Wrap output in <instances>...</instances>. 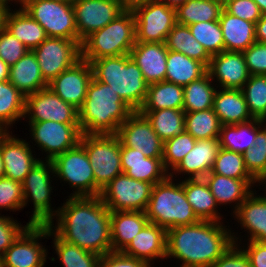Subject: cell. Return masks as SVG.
Listing matches in <instances>:
<instances>
[{
	"instance_id": "6da1fadb",
	"label": "cell",
	"mask_w": 266,
	"mask_h": 267,
	"mask_svg": "<svg viewBox=\"0 0 266 267\" xmlns=\"http://www.w3.org/2000/svg\"><path fill=\"white\" fill-rule=\"evenodd\" d=\"M67 200L56 211L59 219L54 232L62 240L99 256L112 252L111 211L100 196H71Z\"/></svg>"
},
{
	"instance_id": "7a4b0ae2",
	"label": "cell",
	"mask_w": 266,
	"mask_h": 267,
	"mask_svg": "<svg viewBox=\"0 0 266 267\" xmlns=\"http://www.w3.org/2000/svg\"><path fill=\"white\" fill-rule=\"evenodd\" d=\"M234 239L215 221L176 226L167 230L166 257L180 259L181 267H210L235 244Z\"/></svg>"
},
{
	"instance_id": "3957f363",
	"label": "cell",
	"mask_w": 266,
	"mask_h": 267,
	"mask_svg": "<svg viewBox=\"0 0 266 267\" xmlns=\"http://www.w3.org/2000/svg\"><path fill=\"white\" fill-rule=\"evenodd\" d=\"M79 111L82 134H116L134 112L111 86L92 78Z\"/></svg>"
},
{
	"instance_id": "277c9868",
	"label": "cell",
	"mask_w": 266,
	"mask_h": 267,
	"mask_svg": "<svg viewBox=\"0 0 266 267\" xmlns=\"http://www.w3.org/2000/svg\"><path fill=\"white\" fill-rule=\"evenodd\" d=\"M88 62L95 80L111 86L129 107L139 111L146 99L149 84L129 54Z\"/></svg>"
},
{
	"instance_id": "5b68a950",
	"label": "cell",
	"mask_w": 266,
	"mask_h": 267,
	"mask_svg": "<svg viewBox=\"0 0 266 267\" xmlns=\"http://www.w3.org/2000/svg\"><path fill=\"white\" fill-rule=\"evenodd\" d=\"M172 174L153 186L145 214L149 222L169 230L176 226L191 225L199 219L187 201L183 182L172 183Z\"/></svg>"
},
{
	"instance_id": "8992f818",
	"label": "cell",
	"mask_w": 266,
	"mask_h": 267,
	"mask_svg": "<svg viewBox=\"0 0 266 267\" xmlns=\"http://www.w3.org/2000/svg\"><path fill=\"white\" fill-rule=\"evenodd\" d=\"M136 43L133 11H123L108 25L91 33L81 44V59L94 61L102 57L128 55Z\"/></svg>"
},
{
	"instance_id": "52a82bcc",
	"label": "cell",
	"mask_w": 266,
	"mask_h": 267,
	"mask_svg": "<svg viewBox=\"0 0 266 267\" xmlns=\"http://www.w3.org/2000/svg\"><path fill=\"white\" fill-rule=\"evenodd\" d=\"M86 151L95 178V196L122 174L121 143L115 134H82L79 143Z\"/></svg>"
},
{
	"instance_id": "ba28073f",
	"label": "cell",
	"mask_w": 266,
	"mask_h": 267,
	"mask_svg": "<svg viewBox=\"0 0 266 267\" xmlns=\"http://www.w3.org/2000/svg\"><path fill=\"white\" fill-rule=\"evenodd\" d=\"M21 5L44 28L48 37L79 42L73 3L54 0H25Z\"/></svg>"
},
{
	"instance_id": "9c48e42d",
	"label": "cell",
	"mask_w": 266,
	"mask_h": 267,
	"mask_svg": "<svg viewBox=\"0 0 266 267\" xmlns=\"http://www.w3.org/2000/svg\"><path fill=\"white\" fill-rule=\"evenodd\" d=\"M153 186L152 183L136 180L122 173L101 190L100 198L111 212H145Z\"/></svg>"
},
{
	"instance_id": "30bf717a",
	"label": "cell",
	"mask_w": 266,
	"mask_h": 267,
	"mask_svg": "<svg viewBox=\"0 0 266 267\" xmlns=\"http://www.w3.org/2000/svg\"><path fill=\"white\" fill-rule=\"evenodd\" d=\"M32 51L47 83L81 60V44L65 38L47 37Z\"/></svg>"
},
{
	"instance_id": "8fae6325",
	"label": "cell",
	"mask_w": 266,
	"mask_h": 267,
	"mask_svg": "<svg viewBox=\"0 0 266 267\" xmlns=\"http://www.w3.org/2000/svg\"><path fill=\"white\" fill-rule=\"evenodd\" d=\"M136 22V42L165 43L167 35L177 24L176 10L162 0H152L133 11Z\"/></svg>"
},
{
	"instance_id": "7c38bea8",
	"label": "cell",
	"mask_w": 266,
	"mask_h": 267,
	"mask_svg": "<svg viewBox=\"0 0 266 267\" xmlns=\"http://www.w3.org/2000/svg\"><path fill=\"white\" fill-rule=\"evenodd\" d=\"M54 173L71 187H77L72 196H95V178L85 149L78 144L56 156L53 160Z\"/></svg>"
},
{
	"instance_id": "4fadbf2b",
	"label": "cell",
	"mask_w": 266,
	"mask_h": 267,
	"mask_svg": "<svg viewBox=\"0 0 266 267\" xmlns=\"http://www.w3.org/2000/svg\"><path fill=\"white\" fill-rule=\"evenodd\" d=\"M46 162L47 164L45 165L42 160H39L22 181L24 206L27 204L29 196L34 204V212L28 222L30 225H52V216L54 214L49 203V196L52 190L49 171L52 170L54 173V166L52 161L47 160Z\"/></svg>"
},
{
	"instance_id": "5bb4252c",
	"label": "cell",
	"mask_w": 266,
	"mask_h": 267,
	"mask_svg": "<svg viewBox=\"0 0 266 267\" xmlns=\"http://www.w3.org/2000/svg\"><path fill=\"white\" fill-rule=\"evenodd\" d=\"M52 225H29L2 256L3 267H43L46 249L38 238L50 236Z\"/></svg>"
},
{
	"instance_id": "9a60e30c",
	"label": "cell",
	"mask_w": 266,
	"mask_h": 267,
	"mask_svg": "<svg viewBox=\"0 0 266 267\" xmlns=\"http://www.w3.org/2000/svg\"><path fill=\"white\" fill-rule=\"evenodd\" d=\"M31 115L29 122L54 121L79 124V111L63 101L49 87L25 96L24 115Z\"/></svg>"
},
{
	"instance_id": "2e32d148",
	"label": "cell",
	"mask_w": 266,
	"mask_h": 267,
	"mask_svg": "<svg viewBox=\"0 0 266 267\" xmlns=\"http://www.w3.org/2000/svg\"><path fill=\"white\" fill-rule=\"evenodd\" d=\"M115 135L122 146L137 149L146 157L162 158L163 156V141L139 111H134L120 125Z\"/></svg>"
},
{
	"instance_id": "e0dca14e",
	"label": "cell",
	"mask_w": 266,
	"mask_h": 267,
	"mask_svg": "<svg viewBox=\"0 0 266 267\" xmlns=\"http://www.w3.org/2000/svg\"><path fill=\"white\" fill-rule=\"evenodd\" d=\"M32 136L39 146L47 151V160L76 147L82 132L79 124H64L54 121L30 122Z\"/></svg>"
},
{
	"instance_id": "ac0fdd59",
	"label": "cell",
	"mask_w": 266,
	"mask_h": 267,
	"mask_svg": "<svg viewBox=\"0 0 266 267\" xmlns=\"http://www.w3.org/2000/svg\"><path fill=\"white\" fill-rule=\"evenodd\" d=\"M73 8L80 44L124 11L118 0H75Z\"/></svg>"
},
{
	"instance_id": "d6986e66",
	"label": "cell",
	"mask_w": 266,
	"mask_h": 267,
	"mask_svg": "<svg viewBox=\"0 0 266 267\" xmlns=\"http://www.w3.org/2000/svg\"><path fill=\"white\" fill-rule=\"evenodd\" d=\"M92 78L90 63L81 59L49 82L48 87L63 101L79 110L84 103Z\"/></svg>"
},
{
	"instance_id": "ffe728a7",
	"label": "cell",
	"mask_w": 266,
	"mask_h": 267,
	"mask_svg": "<svg viewBox=\"0 0 266 267\" xmlns=\"http://www.w3.org/2000/svg\"><path fill=\"white\" fill-rule=\"evenodd\" d=\"M207 72L217 78L222 89H242L250 73L242 52L222 51L211 56Z\"/></svg>"
},
{
	"instance_id": "44dd1931",
	"label": "cell",
	"mask_w": 266,
	"mask_h": 267,
	"mask_svg": "<svg viewBox=\"0 0 266 267\" xmlns=\"http://www.w3.org/2000/svg\"><path fill=\"white\" fill-rule=\"evenodd\" d=\"M5 177L22 182L39 159L33 158L31 149L25 140L21 141L7 132L0 139Z\"/></svg>"
},
{
	"instance_id": "7402d4cb",
	"label": "cell",
	"mask_w": 266,
	"mask_h": 267,
	"mask_svg": "<svg viewBox=\"0 0 266 267\" xmlns=\"http://www.w3.org/2000/svg\"><path fill=\"white\" fill-rule=\"evenodd\" d=\"M168 49L165 43L136 42L129 56L138 65L148 84L165 81Z\"/></svg>"
},
{
	"instance_id": "603a6c76",
	"label": "cell",
	"mask_w": 266,
	"mask_h": 267,
	"mask_svg": "<svg viewBox=\"0 0 266 267\" xmlns=\"http://www.w3.org/2000/svg\"><path fill=\"white\" fill-rule=\"evenodd\" d=\"M166 240L167 230L148 222L121 253L142 259L150 266L153 258L166 257Z\"/></svg>"
},
{
	"instance_id": "cb8c5ba5",
	"label": "cell",
	"mask_w": 266,
	"mask_h": 267,
	"mask_svg": "<svg viewBox=\"0 0 266 267\" xmlns=\"http://www.w3.org/2000/svg\"><path fill=\"white\" fill-rule=\"evenodd\" d=\"M122 172L130 178L156 184L165 180L168 175L162 158L146 157L141 151L121 145Z\"/></svg>"
},
{
	"instance_id": "d4e9b609",
	"label": "cell",
	"mask_w": 266,
	"mask_h": 267,
	"mask_svg": "<svg viewBox=\"0 0 266 267\" xmlns=\"http://www.w3.org/2000/svg\"><path fill=\"white\" fill-rule=\"evenodd\" d=\"M220 148L218 138L196 140L193 149L173 170L191 174L193 179L204 178L211 172Z\"/></svg>"
},
{
	"instance_id": "484cf974",
	"label": "cell",
	"mask_w": 266,
	"mask_h": 267,
	"mask_svg": "<svg viewBox=\"0 0 266 267\" xmlns=\"http://www.w3.org/2000/svg\"><path fill=\"white\" fill-rule=\"evenodd\" d=\"M148 222V217L143 211L111 212L112 252H121Z\"/></svg>"
},
{
	"instance_id": "4316f807",
	"label": "cell",
	"mask_w": 266,
	"mask_h": 267,
	"mask_svg": "<svg viewBox=\"0 0 266 267\" xmlns=\"http://www.w3.org/2000/svg\"><path fill=\"white\" fill-rule=\"evenodd\" d=\"M219 23L222 29L225 51L242 52L256 42L255 23L221 11Z\"/></svg>"
},
{
	"instance_id": "83f0119b",
	"label": "cell",
	"mask_w": 266,
	"mask_h": 267,
	"mask_svg": "<svg viewBox=\"0 0 266 267\" xmlns=\"http://www.w3.org/2000/svg\"><path fill=\"white\" fill-rule=\"evenodd\" d=\"M9 82L25 96L48 87V83L42 77L36 56L30 50L10 66Z\"/></svg>"
},
{
	"instance_id": "f1b7e54d",
	"label": "cell",
	"mask_w": 266,
	"mask_h": 267,
	"mask_svg": "<svg viewBox=\"0 0 266 267\" xmlns=\"http://www.w3.org/2000/svg\"><path fill=\"white\" fill-rule=\"evenodd\" d=\"M213 110L221 125H230L254 119L241 89H224L215 93Z\"/></svg>"
},
{
	"instance_id": "f546056e",
	"label": "cell",
	"mask_w": 266,
	"mask_h": 267,
	"mask_svg": "<svg viewBox=\"0 0 266 267\" xmlns=\"http://www.w3.org/2000/svg\"><path fill=\"white\" fill-rule=\"evenodd\" d=\"M212 195L219 204H226L238 201L237 211L240 204L252 193L251 183L257 182L256 179H234L210 172L204 177ZM250 191V192H249Z\"/></svg>"
},
{
	"instance_id": "4dcf8cb0",
	"label": "cell",
	"mask_w": 266,
	"mask_h": 267,
	"mask_svg": "<svg viewBox=\"0 0 266 267\" xmlns=\"http://www.w3.org/2000/svg\"><path fill=\"white\" fill-rule=\"evenodd\" d=\"M183 188L186 199L199 220L218 222L220 216L215 210L218 204L204 178L189 177L183 181Z\"/></svg>"
},
{
	"instance_id": "1f68e13d",
	"label": "cell",
	"mask_w": 266,
	"mask_h": 267,
	"mask_svg": "<svg viewBox=\"0 0 266 267\" xmlns=\"http://www.w3.org/2000/svg\"><path fill=\"white\" fill-rule=\"evenodd\" d=\"M251 193L239 206L235 215L251 234L250 241L266 243V198Z\"/></svg>"
},
{
	"instance_id": "d6a6232c",
	"label": "cell",
	"mask_w": 266,
	"mask_h": 267,
	"mask_svg": "<svg viewBox=\"0 0 266 267\" xmlns=\"http://www.w3.org/2000/svg\"><path fill=\"white\" fill-rule=\"evenodd\" d=\"M264 120L251 119L250 121L221 125L219 142L220 147L229 151L243 154L254 144L256 134L260 131L256 125L260 126Z\"/></svg>"
},
{
	"instance_id": "836d02e7",
	"label": "cell",
	"mask_w": 266,
	"mask_h": 267,
	"mask_svg": "<svg viewBox=\"0 0 266 267\" xmlns=\"http://www.w3.org/2000/svg\"><path fill=\"white\" fill-rule=\"evenodd\" d=\"M5 29L20 40L30 51L48 37L44 28L23 7L16 13H8Z\"/></svg>"
},
{
	"instance_id": "e575fe53",
	"label": "cell",
	"mask_w": 266,
	"mask_h": 267,
	"mask_svg": "<svg viewBox=\"0 0 266 267\" xmlns=\"http://www.w3.org/2000/svg\"><path fill=\"white\" fill-rule=\"evenodd\" d=\"M165 81L186 86L207 72V67L198 60L168 50Z\"/></svg>"
},
{
	"instance_id": "d590c367",
	"label": "cell",
	"mask_w": 266,
	"mask_h": 267,
	"mask_svg": "<svg viewBox=\"0 0 266 267\" xmlns=\"http://www.w3.org/2000/svg\"><path fill=\"white\" fill-rule=\"evenodd\" d=\"M183 109V86L161 81L148 85L146 99L139 111Z\"/></svg>"
},
{
	"instance_id": "8d00e7d4",
	"label": "cell",
	"mask_w": 266,
	"mask_h": 267,
	"mask_svg": "<svg viewBox=\"0 0 266 267\" xmlns=\"http://www.w3.org/2000/svg\"><path fill=\"white\" fill-rule=\"evenodd\" d=\"M168 50L182 53L189 58L198 60L208 67L211 56L204 47L192 36L188 26L176 24L165 40Z\"/></svg>"
},
{
	"instance_id": "74e56055",
	"label": "cell",
	"mask_w": 266,
	"mask_h": 267,
	"mask_svg": "<svg viewBox=\"0 0 266 267\" xmlns=\"http://www.w3.org/2000/svg\"><path fill=\"white\" fill-rule=\"evenodd\" d=\"M139 112L147 118L163 142L185 131L186 112L183 109L166 108Z\"/></svg>"
},
{
	"instance_id": "f35d334b",
	"label": "cell",
	"mask_w": 266,
	"mask_h": 267,
	"mask_svg": "<svg viewBox=\"0 0 266 267\" xmlns=\"http://www.w3.org/2000/svg\"><path fill=\"white\" fill-rule=\"evenodd\" d=\"M223 6L213 0H188L176 9L177 24L189 26L198 22L217 21Z\"/></svg>"
},
{
	"instance_id": "ab89813d",
	"label": "cell",
	"mask_w": 266,
	"mask_h": 267,
	"mask_svg": "<svg viewBox=\"0 0 266 267\" xmlns=\"http://www.w3.org/2000/svg\"><path fill=\"white\" fill-rule=\"evenodd\" d=\"M212 78L206 72L202 77L183 87V110L196 112L213 108L216 90L210 84Z\"/></svg>"
},
{
	"instance_id": "60d3db41",
	"label": "cell",
	"mask_w": 266,
	"mask_h": 267,
	"mask_svg": "<svg viewBox=\"0 0 266 267\" xmlns=\"http://www.w3.org/2000/svg\"><path fill=\"white\" fill-rule=\"evenodd\" d=\"M221 123L213 108L185 113V132L196 140L219 138Z\"/></svg>"
},
{
	"instance_id": "b9f144b4",
	"label": "cell",
	"mask_w": 266,
	"mask_h": 267,
	"mask_svg": "<svg viewBox=\"0 0 266 267\" xmlns=\"http://www.w3.org/2000/svg\"><path fill=\"white\" fill-rule=\"evenodd\" d=\"M25 95L9 81L0 82V124L5 128L24 117Z\"/></svg>"
},
{
	"instance_id": "7bdbcfd3",
	"label": "cell",
	"mask_w": 266,
	"mask_h": 267,
	"mask_svg": "<svg viewBox=\"0 0 266 267\" xmlns=\"http://www.w3.org/2000/svg\"><path fill=\"white\" fill-rule=\"evenodd\" d=\"M54 247L64 267H98L101 256L62 240L56 233Z\"/></svg>"
},
{
	"instance_id": "ee69618b",
	"label": "cell",
	"mask_w": 266,
	"mask_h": 267,
	"mask_svg": "<svg viewBox=\"0 0 266 267\" xmlns=\"http://www.w3.org/2000/svg\"><path fill=\"white\" fill-rule=\"evenodd\" d=\"M192 36L204 47L210 56L225 51L222 29L217 21L198 22L190 24Z\"/></svg>"
},
{
	"instance_id": "f6af8a7d",
	"label": "cell",
	"mask_w": 266,
	"mask_h": 267,
	"mask_svg": "<svg viewBox=\"0 0 266 267\" xmlns=\"http://www.w3.org/2000/svg\"><path fill=\"white\" fill-rule=\"evenodd\" d=\"M244 85L241 90L250 114L253 118L266 121V75H250Z\"/></svg>"
},
{
	"instance_id": "bcb514c9",
	"label": "cell",
	"mask_w": 266,
	"mask_h": 267,
	"mask_svg": "<svg viewBox=\"0 0 266 267\" xmlns=\"http://www.w3.org/2000/svg\"><path fill=\"white\" fill-rule=\"evenodd\" d=\"M212 173L234 179H255L246 169L243 154L220 148Z\"/></svg>"
},
{
	"instance_id": "7dc6e473",
	"label": "cell",
	"mask_w": 266,
	"mask_h": 267,
	"mask_svg": "<svg viewBox=\"0 0 266 267\" xmlns=\"http://www.w3.org/2000/svg\"><path fill=\"white\" fill-rule=\"evenodd\" d=\"M196 139L189 133L183 132L163 142V165L167 170L173 169L193 149Z\"/></svg>"
},
{
	"instance_id": "c3c4849f",
	"label": "cell",
	"mask_w": 266,
	"mask_h": 267,
	"mask_svg": "<svg viewBox=\"0 0 266 267\" xmlns=\"http://www.w3.org/2000/svg\"><path fill=\"white\" fill-rule=\"evenodd\" d=\"M248 172L258 181L266 175V128L257 134L253 146L243 153Z\"/></svg>"
},
{
	"instance_id": "681fc988",
	"label": "cell",
	"mask_w": 266,
	"mask_h": 267,
	"mask_svg": "<svg viewBox=\"0 0 266 267\" xmlns=\"http://www.w3.org/2000/svg\"><path fill=\"white\" fill-rule=\"evenodd\" d=\"M24 206L22 182L8 177L0 178V209L18 210Z\"/></svg>"
},
{
	"instance_id": "f907efd6",
	"label": "cell",
	"mask_w": 266,
	"mask_h": 267,
	"mask_svg": "<svg viewBox=\"0 0 266 267\" xmlns=\"http://www.w3.org/2000/svg\"><path fill=\"white\" fill-rule=\"evenodd\" d=\"M27 51L25 45L8 30L0 32V58L9 66L14 65Z\"/></svg>"
},
{
	"instance_id": "816d5d0a",
	"label": "cell",
	"mask_w": 266,
	"mask_h": 267,
	"mask_svg": "<svg viewBox=\"0 0 266 267\" xmlns=\"http://www.w3.org/2000/svg\"><path fill=\"white\" fill-rule=\"evenodd\" d=\"M242 54L250 75H266V43L256 41Z\"/></svg>"
},
{
	"instance_id": "f5cc1de1",
	"label": "cell",
	"mask_w": 266,
	"mask_h": 267,
	"mask_svg": "<svg viewBox=\"0 0 266 267\" xmlns=\"http://www.w3.org/2000/svg\"><path fill=\"white\" fill-rule=\"evenodd\" d=\"M223 8L228 13L252 23H256L263 15L253 0H231Z\"/></svg>"
},
{
	"instance_id": "db71d44e",
	"label": "cell",
	"mask_w": 266,
	"mask_h": 267,
	"mask_svg": "<svg viewBox=\"0 0 266 267\" xmlns=\"http://www.w3.org/2000/svg\"><path fill=\"white\" fill-rule=\"evenodd\" d=\"M29 225L30 224L27 223L26 226L22 227L9 217L0 216V256L4 255L6 250Z\"/></svg>"
},
{
	"instance_id": "11a10c76",
	"label": "cell",
	"mask_w": 266,
	"mask_h": 267,
	"mask_svg": "<svg viewBox=\"0 0 266 267\" xmlns=\"http://www.w3.org/2000/svg\"><path fill=\"white\" fill-rule=\"evenodd\" d=\"M236 246L233 243L210 267H251L247 254Z\"/></svg>"
},
{
	"instance_id": "9f6ffc18",
	"label": "cell",
	"mask_w": 266,
	"mask_h": 267,
	"mask_svg": "<svg viewBox=\"0 0 266 267\" xmlns=\"http://www.w3.org/2000/svg\"><path fill=\"white\" fill-rule=\"evenodd\" d=\"M98 267H150L144 260L126 256L121 252H109L101 256Z\"/></svg>"
},
{
	"instance_id": "6f0895ef",
	"label": "cell",
	"mask_w": 266,
	"mask_h": 267,
	"mask_svg": "<svg viewBox=\"0 0 266 267\" xmlns=\"http://www.w3.org/2000/svg\"><path fill=\"white\" fill-rule=\"evenodd\" d=\"M247 254L251 267H266V243L250 241Z\"/></svg>"
},
{
	"instance_id": "680465c9",
	"label": "cell",
	"mask_w": 266,
	"mask_h": 267,
	"mask_svg": "<svg viewBox=\"0 0 266 267\" xmlns=\"http://www.w3.org/2000/svg\"><path fill=\"white\" fill-rule=\"evenodd\" d=\"M255 37L257 42L266 43V14L255 23Z\"/></svg>"
},
{
	"instance_id": "91938a15",
	"label": "cell",
	"mask_w": 266,
	"mask_h": 267,
	"mask_svg": "<svg viewBox=\"0 0 266 267\" xmlns=\"http://www.w3.org/2000/svg\"><path fill=\"white\" fill-rule=\"evenodd\" d=\"M152 0H118L121 8L125 11H134L137 7L147 4Z\"/></svg>"
},
{
	"instance_id": "94428289",
	"label": "cell",
	"mask_w": 266,
	"mask_h": 267,
	"mask_svg": "<svg viewBox=\"0 0 266 267\" xmlns=\"http://www.w3.org/2000/svg\"><path fill=\"white\" fill-rule=\"evenodd\" d=\"M10 66L0 58V82L9 81Z\"/></svg>"
},
{
	"instance_id": "6125c7cd",
	"label": "cell",
	"mask_w": 266,
	"mask_h": 267,
	"mask_svg": "<svg viewBox=\"0 0 266 267\" xmlns=\"http://www.w3.org/2000/svg\"><path fill=\"white\" fill-rule=\"evenodd\" d=\"M10 9L8 7L0 6V32L6 27V18Z\"/></svg>"
},
{
	"instance_id": "be15d7a7",
	"label": "cell",
	"mask_w": 266,
	"mask_h": 267,
	"mask_svg": "<svg viewBox=\"0 0 266 267\" xmlns=\"http://www.w3.org/2000/svg\"><path fill=\"white\" fill-rule=\"evenodd\" d=\"M165 4H167L170 8L177 9L178 7L185 4L188 0H162Z\"/></svg>"
},
{
	"instance_id": "e7e4bbea",
	"label": "cell",
	"mask_w": 266,
	"mask_h": 267,
	"mask_svg": "<svg viewBox=\"0 0 266 267\" xmlns=\"http://www.w3.org/2000/svg\"><path fill=\"white\" fill-rule=\"evenodd\" d=\"M257 3L258 7L260 8L262 14H266V0H253Z\"/></svg>"
},
{
	"instance_id": "03108f58",
	"label": "cell",
	"mask_w": 266,
	"mask_h": 267,
	"mask_svg": "<svg viewBox=\"0 0 266 267\" xmlns=\"http://www.w3.org/2000/svg\"><path fill=\"white\" fill-rule=\"evenodd\" d=\"M5 176V168H4V163H3V158H2V153L0 149V178Z\"/></svg>"
},
{
	"instance_id": "003e7915",
	"label": "cell",
	"mask_w": 266,
	"mask_h": 267,
	"mask_svg": "<svg viewBox=\"0 0 266 267\" xmlns=\"http://www.w3.org/2000/svg\"><path fill=\"white\" fill-rule=\"evenodd\" d=\"M0 124V139L7 133V129Z\"/></svg>"
},
{
	"instance_id": "a7ac6f4b",
	"label": "cell",
	"mask_w": 266,
	"mask_h": 267,
	"mask_svg": "<svg viewBox=\"0 0 266 267\" xmlns=\"http://www.w3.org/2000/svg\"><path fill=\"white\" fill-rule=\"evenodd\" d=\"M219 2L222 6L226 5L231 0H213Z\"/></svg>"
},
{
	"instance_id": "89a4df30",
	"label": "cell",
	"mask_w": 266,
	"mask_h": 267,
	"mask_svg": "<svg viewBox=\"0 0 266 267\" xmlns=\"http://www.w3.org/2000/svg\"><path fill=\"white\" fill-rule=\"evenodd\" d=\"M8 1H10V0H0V6H3V7H8L7 5V3H8Z\"/></svg>"
},
{
	"instance_id": "2644e50d",
	"label": "cell",
	"mask_w": 266,
	"mask_h": 267,
	"mask_svg": "<svg viewBox=\"0 0 266 267\" xmlns=\"http://www.w3.org/2000/svg\"><path fill=\"white\" fill-rule=\"evenodd\" d=\"M54 1H60L64 3H73L75 0H54Z\"/></svg>"
},
{
	"instance_id": "8c879c8a",
	"label": "cell",
	"mask_w": 266,
	"mask_h": 267,
	"mask_svg": "<svg viewBox=\"0 0 266 267\" xmlns=\"http://www.w3.org/2000/svg\"><path fill=\"white\" fill-rule=\"evenodd\" d=\"M265 180H266V175L263 176V177H261V178L258 180V182H260V181L264 182ZM265 198H266V197H265Z\"/></svg>"
},
{
	"instance_id": "753ad0ef",
	"label": "cell",
	"mask_w": 266,
	"mask_h": 267,
	"mask_svg": "<svg viewBox=\"0 0 266 267\" xmlns=\"http://www.w3.org/2000/svg\"><path fill=\"white\" fill-rule=\"evenodd\" d=\"M0 267H3L2 256H0Z\"/></svg>"
}]
</instances>
